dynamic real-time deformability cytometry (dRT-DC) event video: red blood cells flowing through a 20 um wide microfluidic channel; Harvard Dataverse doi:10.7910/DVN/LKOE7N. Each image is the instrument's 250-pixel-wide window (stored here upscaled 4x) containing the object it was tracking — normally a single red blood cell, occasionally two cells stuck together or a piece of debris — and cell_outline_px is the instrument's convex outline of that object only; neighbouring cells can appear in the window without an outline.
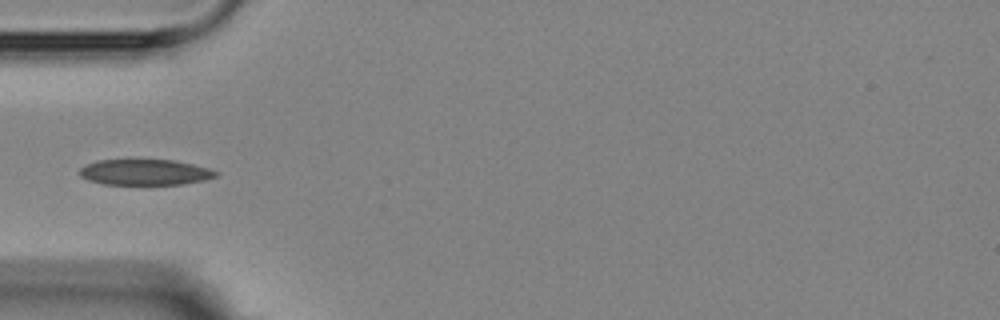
{"species": "Egyptian fruit bat (a non-hibernating species)", "species_latin": "Rousettus aegyptiacus", "temperature_condition": "room temperature", "stored_images_in_passage": 11, "camera_frame_rate_fps": 3000, "um_per_image_px": 0.085, "animal": {"sex": "female"}, "frame": {"image": 1, "passage_image": 3, "time_ms": 3.333, "image_size_px": [1000, 320], "cell_outline_px": [[220, 172], [216, 176], [204, 180], [184, 184], [104, 184], [88, 180], [80, 176], [80, 168], [96, 160], [172, 160], [192, 164], [208, 168]], "centroid_in_image_um": [12.33, 14.64], "position_along_channel_um": 72.7, "area_um2": 20.29}}
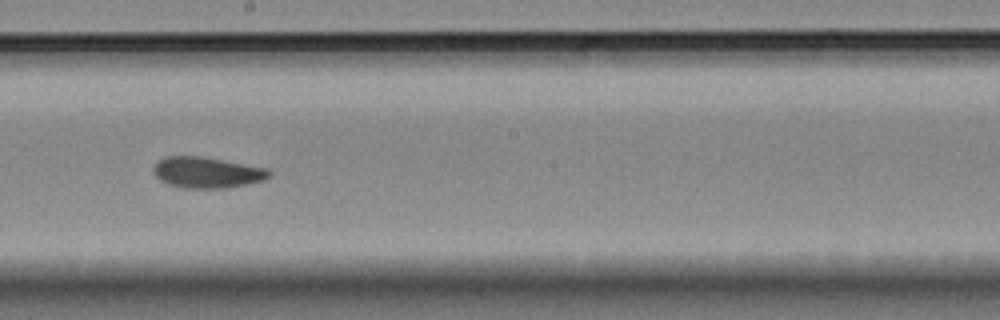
{"frame": {"image": 2, "passage_image": 7, "time_ms": 7.667, "image_size_px": [1000, 320], "cell_outline_px": [[272, 176], [264, 180], [248, 184], [228, 188], [184, 188], [168, 184], [160, 180], [152, 172], [152, 168], [164, 156], [200, 156], [268, 168], [272, 172]], "centroid_in_image_um": [17.62, 14.66], "position_along_channel_um": 230.6, "area_um2": 21.04}}
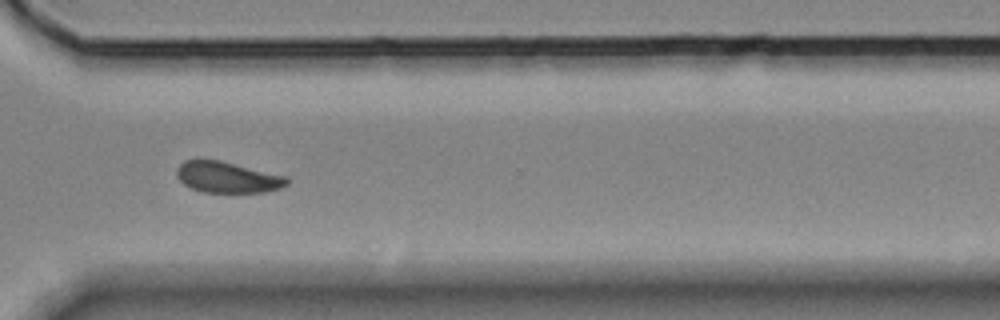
{"frame": {"image": 3, "passage_image": 10, "time_ms": 11.0, "image_size_px": [1000, 320], "cell_outline_px": [[288, 184], [280, 188], [264, 192], [200, 192], [184, 184], [176, 176], [176, 168], [184, 160], [220, 160], [288, 176]], "centroid_in_image_um": [19.33, 15.06], "position_along_channel_um": 351.3, "area_um2": 20.0}, "authors_computed_cell_mechanics": {"area_um2": 20.519, "velocity_mm_per_s": 3.6329, "shape_relaxation_time_tau1_ms": 3.2062, "shape_relaxation_time_tau2_ms": 2.1666, "deformation_change_tau1": 0.125, "deformation_change_tau2": 0.0736}}